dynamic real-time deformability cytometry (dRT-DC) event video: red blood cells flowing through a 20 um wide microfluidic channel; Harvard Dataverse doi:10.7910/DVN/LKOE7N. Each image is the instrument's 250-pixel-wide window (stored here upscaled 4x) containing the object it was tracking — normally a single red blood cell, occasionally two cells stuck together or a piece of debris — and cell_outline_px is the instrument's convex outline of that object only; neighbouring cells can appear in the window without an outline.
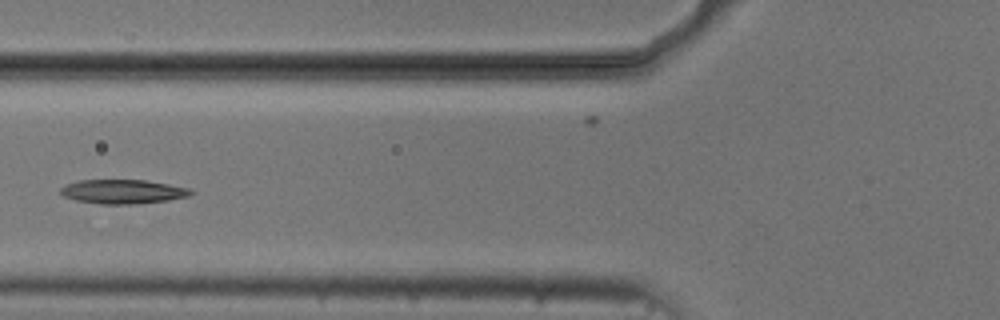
{"species": "common noctule bat (a hibernating species)", "species_latin": "Nyctalus noctula", "temperature_condition": "cold", "stored_images_in_passage": 8, "camera_frame_rate_fps": 3000, "um_per_image_px": 0.085, "animal": {"sex": "male", "body_mass_g": 20.5, "forearm_length_mm": 52.5}, "frame": {"image": 1, "passage_image": 6, "time_ms": 6.0, "image_size_px": [1000, 320], "cell_outline_px": [[192, 192], [188, 196], [168, 200], [132, 204], [100, 204], [76, 200], [64, 196], [60, 192], [60, 188], [68, 184], [80, 180], [144, 180], [168, 184], [188, 188]], "centroid_in_image_um": [10.41, 16.29], "position_along_channel_um": 115.4, "area_um2": 18.03}}
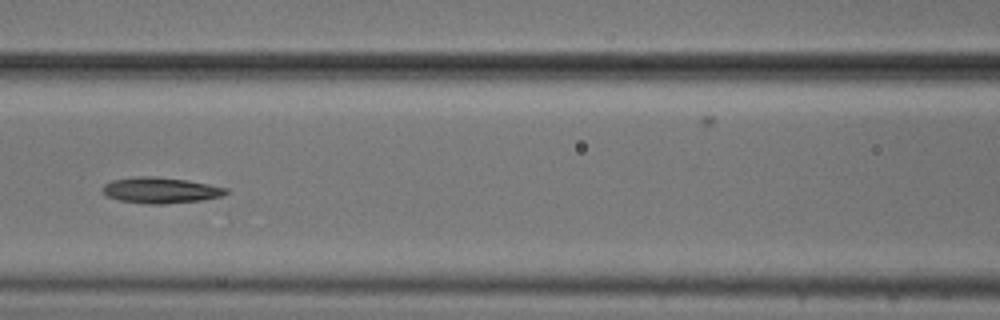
{"frame": {"image": 2, "passage_image": 7, "time_ms": 7.0, "image_size_px": [1000, 320], "cell_outline_px": [[228, 192], [224, 196], [204, 200], [164, 204], [144, 204], [120, 200], [108, 196], [100, 188], [104, 184], [112, 180], [136, 176], [156, 176], [188, 180], [228, 188]], "centroid_in_image_um": [13.67, 16.17], "position_along_channel_um": 152.9, "area_um2": 18.84}}